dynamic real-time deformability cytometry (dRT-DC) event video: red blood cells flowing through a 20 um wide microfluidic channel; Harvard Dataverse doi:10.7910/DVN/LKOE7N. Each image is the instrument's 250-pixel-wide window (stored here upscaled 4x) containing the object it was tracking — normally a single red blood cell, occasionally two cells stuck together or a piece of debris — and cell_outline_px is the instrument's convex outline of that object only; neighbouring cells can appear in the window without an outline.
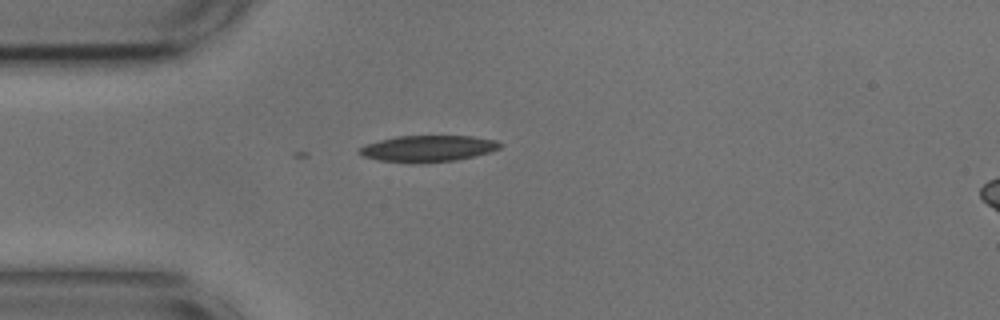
{"species": "common noctule bat (a hibernating species)", "species_latin": "Nyctalus noctula", "temperature_condition": "cold", "stored_images_in_passage": 14, "camera_frame_rate_fps": 3000, "um_per_image_px": 0.085, "animal": {"sex": "male", "body_mass_g": 17.9, "forearm_length_mm": 54.2}, "frame": {"image": 1, "passage_image": 1, "time_ms": 0.0, "image_size_px": [1000, 320], "cell_outline_px": [[504, 144], [500, 148], [488, 152], [456, 160], [380, 160], [364, 156], [356, 152], [356, 148], [364, 144], [396, 136], [472, 136], [496, 140]], "centroid_in_image_um": [36.37, 12.57], "position_along_channel_um": 48.6, "area_um2": 20.69}}
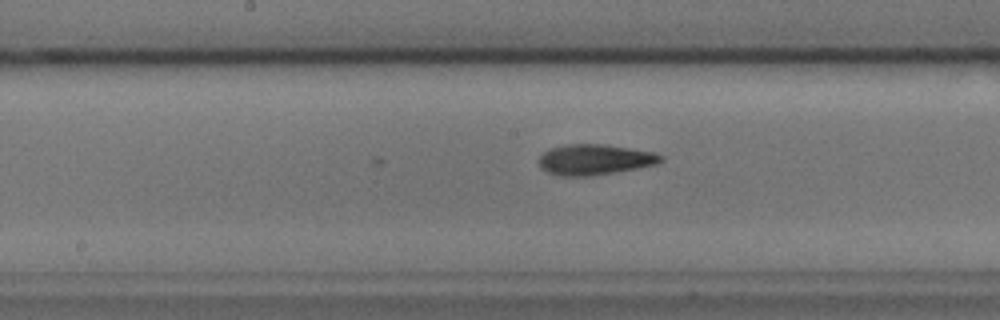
{"frame": {"image": 2, "passage_image": 14, "time_ms": 4.333, "image_size_px": [1000, 320], "cell_outline_px": [[664, 160], [656, 164], [636, 168], [592, 176], [560, 176], [548, 172], [540, 168], [540, 156], [548, 148], [568, 144], [604, 144], [652, 152], [664, 156]], "centroid_in_image_um": [50.53, 13.56], "position_along_channel_um": 197.7, "area_um2": 21.62}}